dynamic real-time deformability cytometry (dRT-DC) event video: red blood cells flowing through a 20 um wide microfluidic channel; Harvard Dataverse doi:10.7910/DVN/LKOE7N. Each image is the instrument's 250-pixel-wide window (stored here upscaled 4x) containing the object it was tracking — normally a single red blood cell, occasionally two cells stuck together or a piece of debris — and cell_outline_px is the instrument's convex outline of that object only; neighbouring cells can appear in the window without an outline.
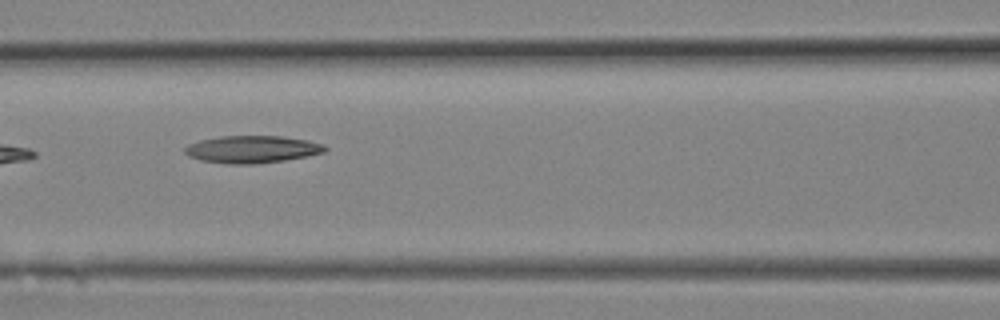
{"species": "Egyptian fruit bat (a non-hibernating species)", "species_latin": "Rousettus aegyptiacus", "temperature_condition": "room temperature", "stored_images_in_passage": 9, "camera_frame_rate_fps": 3000, "um_per_image_px": 0.085, "animal": {"sex": "female"}, "frame": {"image": 1, "passage_image": 8, "time_ms": 2.333, "image_size_px": [1000, 320], "cell_outline_px": [[328, 148], [324, 152], [284, 160], [256, 164], [228, 164], [200, 160], [188, 156], [184, 152], [184, 148], [188, 144], [200, 140], [220, 136], [280, 136], [308, 140], [320, 144]], "centroid_in_image_um": [21.37, 12.69], "position_along_channel_um": 145.2, "area_um2": 22.2}}
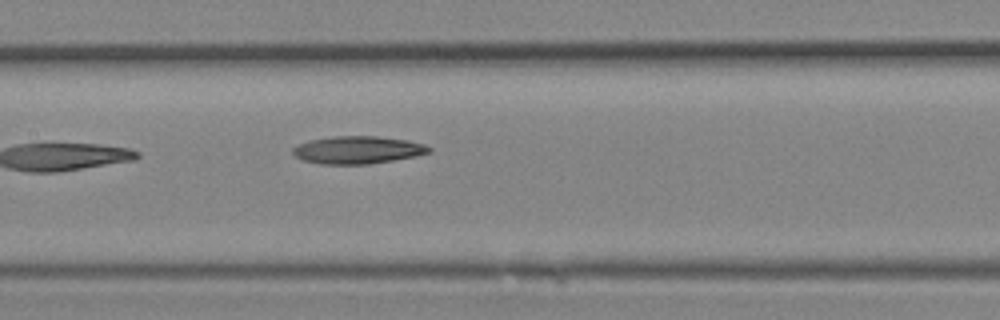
{"frame": {"image": 2, "passage_image": 9, "time_ms": 2.667, "image_size_px": [1000, 320], "cell_outline_px": [[432, 152], [416, 156], [368, 164], [320, 164], [304, 160], [296, 156], [292, 152], [292, 148], [308, 140], [332, 136], [376, 136], [408, 140], [424, 144], [432, 148]], "centroid_in_image_um": [30.42, 12.74], "position_along_channel_um": 177.0, "area_um2": 21.91}}